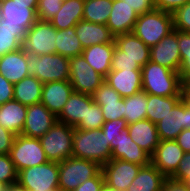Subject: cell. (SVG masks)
Wrapping results in <instances>:
<instances>
[{
	"label": "cell",
	"instance_id": "6da1fadb",
	"mask_svg": "<svg viewBox=\"0 0 190 191\" xmlns=\"http://www.w3.org/2000/svg\"><path fill=\"white\" fill-rule=\"evenodd\" d=\"M142 90L157 96H181L182 78L179 72L148 61L141 69Z\"/></svg>",
	"mask_w": 190,
	"mask_h": 191
},
{
	"label": "cell",
	"instance_id": "7a4b0ae2",
	"mask_svg": "<svg viewBox=\"0 0 190 191\" xmlns=\"http://www.w3.org/2000/svg\"><path fill=\"white\" fill-rule=\"evenodd\" d=\"M72 156L92 160L102 166L111 159V147L101 129L74 128Z\"/></svg>",
	"mask_w": 190,
	"mask_h": 191
},
{
	"label": "cell",
	"instance_id": "3957f363",
	"mask_svg": "<svg viewBox=\"0 0 190 191\" xmlns=\"http://www.w3.org/2000/svg\"><path fill=\"white\" fill-rule=\"evenodd\" d=\"M172 30L173 15L154 8L149 12L138 15L132 32L148 47H152Z\"/></svg>",
	"mask_w": 190,
	"mask_h": 191
},
{
	"label": "cell",
	"instance_id": "277c9868",
	"mask_svg": "<svg viewBox=\"0 0 190 191\" xmlns=\"http://www.w3.org/2000/svg\"><path fill=\"white\" fill-rule=\"evenodd\" d=\"M27 68L40 82L69 80L70 61L60 54L33 55L28 53Z\"/></svg>",
	"mask_w": 190,
	"mask_h": 191
},
{
	"label": "cell",
	"instance_id": "5b68a950",
	"mask_svg": "<svg viewBox=\"0 0 190 191\" xmlns=\"http://www.w3.org/2000/svg\"><path fill=\"white\" fill-rule=\"evenodd\" d=\"M74 128L57 121L40 138L48 161L60 163L72 157Z\"/></svg>",
	"mask_w": 190,
	"mask_h": 191
},
{
	"label": "cell",
	"instance_id": "8992f818",
	"mask_svg": "<svg viewBox=\"0 0 190 191\" xmlns=\"http://www.w3.org/2000/svg\"><path fill=\"white\" fill-rule=\"evenodd\" d=\"M101 166L92 160L70 157L59 163V190L73 191L81 183L93 178Z\"/></svg>",
	"mask_w": 190,
	"mask_h": 191
},
{
	"label": "cell",
	"instance_id": "52a82bcc",
	"mask_svg": "<svg viewBox=\"0 0 190 191\" xmlns=\"http://www.w3.org/2000/svg\"><path fill=\"white\" fill-rule=\"evenodd\" d=\"M17 182L28 191H56L59 189V163L48 161L23 169L17 174Z\"/></svg>",
	"mask_w": 190,
	"mask_h": 191
},
{
	"label": "cell",
	"instance_id": "ba28073f",
	"mask_svg": "<svg viewBox=\"0 0 190 191\" xmlns=\"http://www.w3.org/2000/svg\"><path fill=\"white\" fill-rule=\"evenodd\" d=\"M9 155L17 172L48 162L40 139L22 134L15 137Z\"/></svg>",
	"mask_w": 190,
	"mask_h": 191
},
{
	"label": "cell",
	"instance_id": "9c48e42d",
	"mask_svg": "<svg viewBox=\"0 0 190 191\" xmlns=\"http://www.w3.org/2000/svg\"><path fill=\"white\" fill-rule=\"evenodd\" d=\"M56 28L49 21L37 20L26 32L22 48L33 55L56 54Z\"/></svg>",
	"mask_w": 190,
	"mask_h": 191
},
{
	"label": "cell",
	"instance_id": "30bf717a",
	"mask_svg": "<svg viewBox=\"0 0 190 191\" xmlns=\"http://www.w3.org/2000/svg\"><path fill=\"white\" fill-rule=\"evenodd\" d=\"M69 82L74 92L92 95L104 82L105 78L98 74L82 55L69 58Z\"/></svg>",
	"mask_w": 190,
	"mask_h": 191
},
{
	"label": "cell",
	"instance_id": "8fae6325",
	"mask_svg": "<svg viewBox=\"0 0 190 191\" xmlns=\"http://www.w3.org/2000/svg\"><path fill=\"white\" fill-rule=\"evenodd\" d=\"M142 166L120 159H110L101 166L104 182L117 191H126Z\"/></svg>",
	"mask_w": 190,
	"mask_h": 191
},
{
	"label": "cell",
	"instance_id": "7c38bea8",
	"mask_svg": "<svg viewBox=\"0 0 190 191\" xmlns=\"http://www.w3.org/2000/svg\"><path fill=\"white\" fill-rule=\"evenodd\" d=\"M150 61L179 72L181 55L178 46V30L173 29L156 45L150 47Z\"/></svg>",
	"mask_w": 190,
	"mask_h": 191
},
{
	"label": "cell",
	"instance_id": "4fadbf2b",
	"mask_svg": "<svg viewBox=\"0 0 190 191\" xmlns=\"http://www.w3.org/2000/svg\"><path fill=\"white\" fill-rule=\"evenodd\" d=\"M160 140H175L184 129H190V110L181 99L167 115L156 124Z\"/></svg>",
	"mask_w": 190,
	"mask_h": 191
},
{
	"label": "cell",
	"instance_id": "5bb4252c",
	"mask_svg": "<svg viewBox=\"0 0 190 191\" xmlns=\"http://www.w3.org/2000/svg\"><path fill=\"white\" fill-rule=\"evenodd\" d=\"M184 151L175 140H160L151 163L166 177L171 178L179 167Z\"/></svg>",
	"mask_w": 190,
	"mask_h": 191
},
{
	"label": "cell",
	"instance_id": "9a60e30c",
	"mask_svg": "<svg viewBox=\"0 0 190 191\" xmlns=\"http://www.w3.org/2000/svg\"><path fill=\"white\" fill-rule=\"evenodd\" d=\"M57 121V116L41 102L29 105L21 134L40 139Z\"/></svg>",
	"mask_w": 190,
	"mask_h": 191
},
{
	"label": "cell",
	"instance_id": "2e32d148",
	"mask_svg": "<svg viewBox=\"0 0 190 191\" xmlns=\"http://www.w3.org/2000/svg\"><path fill=\"white\" fill-rule=\"evenodd\" d=\"M38 3H21L14 0H2L0 18L4 24L19 25L26 31L38 20Z\"/></svg>",
	"mask_w": 190,
	"mask_h": 191
},
{
	"label": "cell",
	"instance_id": "e0dca14e",
	"mask_svg": "<svg viewBox=\"0 0 190 191\" xmlns=\"http://www.w3.org/2000/svg\"><path fill=\"white\" fill-rule=\"evenodd\" d=\"M92 97L94 102L100 105L105 122L124 119V98L105 81Z\"/></svg>",
	"mask_w": 190,
	"mask_h": 191
},
{
	"label": "cell",
	"instance_id": "ac0fdd59",
	"mask_svg": "<svg viewBox=\"0 0 190 191\" xmlns=\"http://www.w3.org/2000/svg\"><path fill=\"white\" fill-rule=\"evenodd\" d=\"M73 92L69 80L44 83L40 102L58 116Z\"/></svg>",
	"mask_w": 190,
	"mask_h": 191
},
{
	"label": "cell",
	"instance_id": "d6986e66",
	"mask_svg": "<svg viewBox=\"0 0 190 191\" xmlns=\"http://www.w3.org/2000/svg\"><path fill=\"white\" fill-rule=\"evenodd\" d=\"M138 14L123 0H113L111 13L106 26L115 37L121 34L132 32Z\"/></svg>",
	"mask_w": 190,
	"mask_h": 191
},
{
	"label": "cell",
	"instance_id": "ffe728a7",
	"mask_svg": "<svg viewBox=\"0 0 190 191\" xmlns=\"http://www.w3.org/2000/svg\"><path fill=\"white\" fill-rule=\"evenodd\" d=\"M111 159H120L141 166L151 163V156L131 139L127 128L118 137L115 148L111 151Z\"/></svg>",
	"mask_w": 190,
	"mask_h": 191
},
{
	"label": "cell",
	"instance_id": "44dd1931",
	"mask_svg": "<svg viewBox=\"0 0 190 191\" xmlns=\"http://www.w3.org/2000/svg\"><path fill=\"white\" fill-rule=\"evenodd\" d=\"M28 53L23 48L0 56V74L13 85L29 76Z\"/></svg>",
	"mask_w": 190,
	"mask_h": 191
},
{
	"label": "cell",
	"instance_id": "7402d4cb",
	"mask_svg": "<svg viewBox=\"0 0 190 191\" xmlns=\"http://www.w3.org/2000/svg\"><path fill=\"white\" fill-rule=\"evenodd\" d=\"M104 81L122 98L132 96L142 90L141 70L110 71Z\"/></svg>",
	"mask_w": 190,
	"mask_h": 191
},
{
	"label": "cell",
	"instance_id": "603a6c76",
	"mask_svg": "<svg viewBox=\"0 0 190 191\" xmlns=\"http://www.w3.org/2000/svg\"><path fill=\"white\" fill-rule=\"evenodd\" d=\"M127 129L131 139L152 156L160 142L156 124L148 119H143L128 124Z\"/></svg>",
	"mask_w": 190,
	"mask_h": 191
},
{
	"label": "cell",
	"instance_id": "cb8c5ba5",
	"mask_svg": "<svg viewBox=\"0 0 190 191\" xmlns=\"http://www.w3.org/2000/svg\"><path fill=\"white\" fill-rule=\"evenodd\" d=\"M115 41L110 43L92 45L85 48L82 56L88 64L104 78L111 71V63L114 55Z\"/></svg>",
	"mask_w": 190,
	"mask_h": 191
},
{
	"label": "cell",
	"instance_id": "d4e9b609",
	"mask_svg": "<svg viewBox=\"0 0 190 191\" xmlns=\"http://www.w3.org/2000/svg\"><path fill=\"white\" fill-rule=\"evenodd\" d=\"M76 36L83 49L92 45L110 43L114 40L109 28L104 24L79 21L75 26Z\"/></svg>",
	"mask_w": 190,
	"mask_h": 191
},
{
	"label": "cell",
	"instance_id": "484cf974",
	"mask_svg": "<svg viewBox=\"0 0 190 191\" xmlns=\"http://www.w3.org/2000/svg\"><path fill=\"white\" fill-rule=\"evenodd\" d=\"M27 115V106L12 99L0 106V126L20 135Z\"/></svg>",
	"mask_w": 190,
	"mask_h": 191
},
{
	"label": "cell",
	"instance_id": "4316f807",
	"mask_svg": "<svg viewBox=\"0 0 190 191\" xmlns=\"http://www.w3.org/2000/svg\"><path fill=\"white\" fill-rule=\"evenodd\" d=\"M115 45L122 50V55L129 56L143 67L150 61V47H148L133 32L114 37Z\"/></svg>",
	"mask_w": 190,
	"mask_h": 191
},
{
	"label": "cell",
	"instance_id": "83f0119b",
	"mask_svg": "<svg viewBox=\"0 0 190 191\" xmlns=\"http://www.w3.org/2000/svg\"><path fill=\"white\" fill-rule=\"evenodd\" d=\"M87 94L73 92L64 108L57 116L58 122L76 127L81 121H86Z\"/></svg>",
	"mask_w": 190,
	"mask_h": 191
},
{
	"label": "cell",
	"instance_id": "f1b7e54d",
	"mask_svg": "<svg viewBox=\"0 0 190 191\" xmlns=\"http://www.w3.org/2000/svg\"><path fill=\"white\" fill-rule=\"evenodd\" d=\"M166 177L152 164L142 166L126 191H162Z\"/></svg>",
	"mask_w": 190,
	"mask_h": 191
},
{
	"label": "cell",
	"instance_id": "f546056e",
	"mask_svg": "<svg viewBox=\"0 0 190 191\" xmlns=\"http://www.w3.org/2000/svg\"><path fill=\"white\" fill-rule=\"evenodd\" d=\"M85 0H64L61 9L49 21L57 30L74 27L83 20Z\"/></svg>",
	"mask_w": 190,
	"mask_h": 191
},
{
	"label": "cell",
	"instance_id": "4dcf8cb0",
	"mask_svg": "<svg viewBox=\"0 0 190 191\" xmlns=\"http://www.w3.org/2000/svg\"><path fill=\"white\" fill-rule=\"evenodd\" d=\"M43 83L34 76H27L14 84L13 99L23 105L29 106L40 103Z\"/></svg>",
	"mask_w": 190,
	"mask_h": 191
},
{
	"label": "cell",
	"instance_id": "1f68e13d",
	"mask_svg": "<svg viewBox=\"0 0 190 191\" xmlns=\"http://www.w3.org/2000/svg\"><path fill=\"white\" fill-rule=\"evenodd\" d=\"M26 32L19 25L4 24L0 18V56L21 49Z\"/></svg>",
	"mask_w": 190,
	"mask_h": 191
},
{
	"label": "cell",
	"instance_id": "d6a6232c",
	"mask_svg": "<svg viewBox=\"0 0 190 191\" xmlns=\"http://www.w3.org/2000/svg\"><path fill=\"white\" fill-rule=\"evenodd\" d=\"M182 99V96H157L148 94L146 119L157 124Z\"/></svg>",
	"mask_w": 190,
	"mask_h": 191
},
{
	"label": "cell",
	"instance_id": "836d02e7",
	"mask_svg": "<svg viewBox=\"0 0 190 191\" xmlns=\"http://www.w3.org/2000/svg\"><path fill=\"white\" fill-rule=\"evenodd\" d=\"M56 54L64 57H76L82 54L83 46L76 36L75 27L63 30L56 29Z\"/></svg>",
	"mask_w": 190,
	"mask_h": 191
},
{
	"label": "cell",
	"instance_id": "e575fe53",
	"mask_svg": "<svg viewBox=\"0 0 190 191\" xmlns=\"http://www.w3.org/2000/svg\"><path fill=\"white\" fill-rule=\"evenodd\" d=\"M148 94L143 90L124 98V120L127 124L146 119Z\"/></svg>",
	"mask_w": 190,
	"mask_h": 191
},
{
	"label": "cell",
	"instance_id": "d590c367",
	"mask_svg": "<svg viewBox=\"0 0 190 191\" xmlns=\"http://www.w3.org/2000/svg\"><path fill=\"white\" fill-rule=\"evenodd\" d=\"M113 0H85L83 21L106 25Z\"/></svg>",
	"mask_w": 190,
	"mask_h": 191
},
{
	"label": "cell",
	"instance_id": "8d00e7d4",
	"mask_svg": "<svg viewBox=\"0 0 190 191\" xmlns=\"http://www.w3.org/2000/svg\"><path fill=\"white\" fill-rule=\"evenodd\" d=\"M104 123L100 105L94 102L92 95L87 94L86 121H81L75 128L82 130L101 129Z\"/></svg>",
	"mask_w": 190,
	"mask_h": 191
},
{
	"label": "cell",
	"instance_id": "74e56055",
	"mask_svg": "<svg viewBox=\"0 0 190 191\" xmlns=\"http://www.w3.org/2000/svg\"><path fill=\"white\" fill-rule=\"evenodd\" d=\"M178 46L181 55L179 73L183 78L186 74H190V33L178 31Z\"/></svg>",
	"mask_w": 190,
	"mask_h": 191
},
{
	"label": "cell",
	"instance_id": "f35d334b",
	"mask_svg": "<svg viewBox=\"0 0 190 191\" xmlns=\"http://www.w3.org/2000/svg\"><path fill=\"white\" fill-rule=\"evenodd\" d=\"M64 0H38L36 16L39 21H50L61 9Z\"/></svg>",
	"mask_w": 190,
	"mask_h": 191
},
{
	"label": "cell",
	"instance_id": "ab89813d",
	"mask_svg": "<svg viewBox=\"0 0 190 191\" xmlns=\"http://www.w3.org/2000/svg\"><path fill=\"white\" fill-rule=\"evenodd\" d=\"M126 120L117 119L112 121H106L101 130L104 132L107 141L110 144L111 151L115 148L117 139L120 136L121 132L127 128Z\"/></svg>",
	"mask_w": 190,
	"mask_h": 191
},
{
	"label": "cell",
	"instance_id": "60d3db41",
	"mask_svg": "<svg viewBox=\"0 0 190 191\" xmlns=\"http://www.w3.org/2000/svg\"><path fill=\"white\" fill-rule=\"evenodd\" d=\"M142 67L137 63L136 60L130 58L129 56L122 55V50H120L116 45L114 49V55L111 63V71L120 70H141Z\"/></svg>",
	"mask_w": 190,
	"mask_h": 191
},
{
	"label": "cell",
	"instance_id": "b9f144b4",
	"mask_svg": "<svg viewBox=\"0 0 190 191\" xmlns=\"http://www.w3.org/2000/svg\"><path fill=\"white\" fill-rule=\"evenodd\" d=\"M18 172L9 154H0V181L10 185L17 182Z\"/></svg>",
	"mask_w": 190,
	"mask_h": 191
},
{
	"label": "cell",
	"instance_id": "7bdbcfd3",
	"mask_svg": "<svg viewBox=\"0 0 190 191\" xmlns=\"http://www.w3.org/2000/svg\"><path fill=\"white\" fill-rule=\"evenodd\" d=\"M173 29L190 33V1L173 14Z\"/></svg>",
	"mask_w": 190,
	"mask_h": 191
},
{
	"label": "cell",
	"instance_id": "ee69618b",
	"mask_svg": "<svg viewBox=\"0 0 190 191\" xmlns=\"http://www.w3.org/2000/svg\"><path fill=\"white\" fill-rule=\"evenodd\" d=\"M104 183V176L102 171L100 170L93 178H90L81 183L73 191H100Z\"/></svg>",
	"mask_w": 190,
	"mask_h": 191
},
{
	"label": "cell",
	"instance_id": "f6af8a7d",
	"mask_svg": "<svg viewBox=\"0 0 190 191\" xmlns=\"http://www.w3.org/2000/svg\"><path fill=\"white\" fill-rule=\"evenodd\" d=\"M171 178L182 182H186L190 178V152L184 153L178 169Z\"/></svg>",
	"mask_w": 190,
	"mask_h": 191
},
{
	"label": "cell",
	"instance_id": "bcb514c9",
	"mask_svg": "<svg viewBox=\"0 0 190 191\" xmlns=\"http://www.w3.org/2000/svg\"><path fill=\"white\" fill-rule=\"evenodd\" d=\"M189 1L190 0H153V3L156 9L173 14Z\"/></svg>",
	"mask_w": 190,
	"mask_h": 191
},
{
	"label": "cell",
	"instance_id": "7dc6e473",
	"mask_svg": "<svg viewBox=\"0 0 190 191\" xmlns=\"http://www.w3.org/2000/svg\"><path fill=\"white\" fill-rule=\"evenodd\" d=\"M14 97V85L0 74V106Z\"/></svg>",
	"mask_w": 190,
	"mask_h": 191
},
{
	"label": "cell",
	"instance_id": "c3c4849f",
	"mask_svg": "<svg viewBox=\"0 0 190 191\" xmlns=\"http://www.w3.org/2000/svg\"><path fill=\"white\" fill-rule=\"evenodd\" d=\"M16 135L0 126V154H9Z\"/></svg>",
	"mask_w": 190,
	"mask_h": 191
},
{
	"label": "cell",
	"instance_id": "681fc988",
	"mask_svg": "<svg viewBox=\"0 0 190 191\" xmlns=\"http://www.w3.org/2000/svg\"><path fill=\"white\" fill-rule=\"evenodd\" d=\"M126 4L134 9L138 15H142L146 12L153 10V0H123Z\"/></svg>",
	"mask_w": 190,
	"mask_h": 191
},
{
	"label": "cell",
	"instance_id": "f907efd6",
	"mask_svg": "<svg viewBox=\"0 0 190 191\" xmlns=\"http://www.w3.org/2000/svg\"><path fill=\"white\" fill-rule=\"evenodd\" d=\"M162 191H190V188L185 182L166 178Z\"/></svg>",
	"mask_w": 190,
	"mask_h": 191
},
{
	"label": "cell",
	"instance_id": "816d5d0a",
	"mask_svg": "<svg viewBox=\"0 0 190 191\" xmlns=\"http://www.w3.org/2000/svg\"><path fill=\"white\" fill-rule=\"evenodd\" d=\"M175 141L185 153L190 152V129L182 130Z\"/></svg>",
	"mask_w": 190,
	"mask_h": 191
},
{
	"label": "cell",
	"instance_id": "f5cc1de1",
	"mask_svg": "<svg viewBox=\"0 0 190 191\" xmlns=\"http://www.w3.org/2000/svg\"><path fill=\"white\" fill-rule=\"evenodd\" d=\"M181 94H190V74H186L182 78V92Z\"/></svg>",
	"mask_w": 190,
	"mask_h": 191
},
{
	"label": "cell",
	"instance_id": "db71d44e",
	"mask_svg": "<svg viewBox=\"0 0 190 191\" xmlns=\"http://www.w3.org/2000/svg\"><path fill=\"white\" fill-rule=\"evenodd\" d=\"M6 191H28V190L24 188L22 185H20L18 182H15L10 185H7Z\"/></svg>",
	"mask_w": 190,
	"mask_h": 191
},
{
	"label": "cell",
	"instance_id": "11a10c76",
	"mask_svg": "<svg viewBox=\"0 0 190 191\" xmlns=\"http://www.w3.org/2000/svg\"><path fill=\"white\" fill-rule=\"evenodd\" d=\"M182 100L184 101L186 107L190 110V94H181Z\"/></svg>",
	"mask_w": 190,
	"mask_h": 191
},
{
	"label": "cell",
	"instance_id": "9f6ffc18",
	"mask_svg": "<svg viewBox=\"0 0 190 191\" xmlns=\"http://www.w3.org/2000/svg\"><path fill=\"white\" fill-rule=\"evenodd\" d=\"M100 191H117V190H114L113 188H110L108 185H106L104 183V185L102 186V188L100 189Z\"/></svg>",
	"mask_w": 190,
	"mask_h": 191
},
{
	"label": "cell",
	"instance_id": "6f0895ef",
	"mask_svg": "<svg viewBox=\"0 0 190 191\" xmlns=\"http://www.w3.org/2000/svg\"><path fill=\"white\" fill-rule=\"evenodd\" d=\"M14 1L21 3H38V0H14Z\"/></svg>",
	"mask_w": 190,
	"mask_h": 191
},
{
	"label": "cell",
	"instance_id": "680465c9",
	"mask_svg": "<svg viewBox=\"0 0 190 191\" xmlns=\"http://www.w3.org/2000/svg\"><path fill=\"white\" fill-rule=\"evenodd\" d=\"M7 184L0 181V191H6Z\"/></svg>",
	"mask_w": 190,
	"mask_h": 191
},
{
	"label": "cell",
	"instance_id": "91938a15",
	"mask_svg": "<svg viewBox=\"0 0 190 191\" xmlns=\"http://www.w3.org/2000/svg\"><path fill=\"white\" fill-rule=\"evenodd\" d=\"M190 188V178L185 182Z\"/></svg>",
	"mask_w": 190,
	"mask_h": 191
},
{
	"label": "cell",
	"instance_id": "94428289",
	"mask_svg": "<svg viewBox=\"0 0 190 191\" xmlns=\"http://www.w3.org/2000/svg\"><path fill=\"white\" fill-rule=\"evenodd\" d=\"M1 8H2V0H0V15H1Z\"/></svg>",
	"mask_w": 190,
	"mask_h": 191
}]
</instances>
